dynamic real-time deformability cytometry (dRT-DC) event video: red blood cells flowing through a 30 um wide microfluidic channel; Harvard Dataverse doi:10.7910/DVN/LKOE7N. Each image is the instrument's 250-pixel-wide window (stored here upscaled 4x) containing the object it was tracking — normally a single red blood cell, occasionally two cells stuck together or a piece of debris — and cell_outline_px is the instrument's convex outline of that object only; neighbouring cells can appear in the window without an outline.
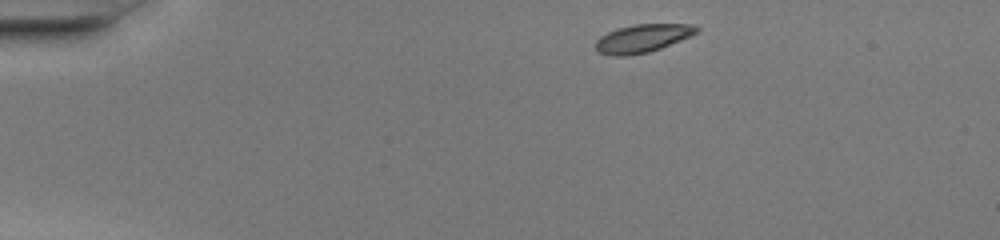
{"species": "common noctule bat (a hibernating species)", "species_latin": "Nyctalus noctula", "temperature_condition": "warm", "stored_images_in_passage": 41, "camera_frame_rate_fps": 3000, "um_per_image_px": 0.085, "animal": {"sex": "female", "body_mass_g": 20.0, "forearm_length_mm": 54.0}, "frame": {"image": 1, "passage_image": 1, "time_ms": 0.0, "image_size_px": [1000, 240], "cell_outline_px": [[700, 32], [660, 48], [648, 52], [628, 56], [612, 56], [596, 52], [596, 40], [600, 36], [608, 32], [632, 24], [692, 24], [700, 28]], "centroid_in_image_um": [54.61, 3.26], "position_along_channel_um": 30.4, "area_um2": 16.59}}
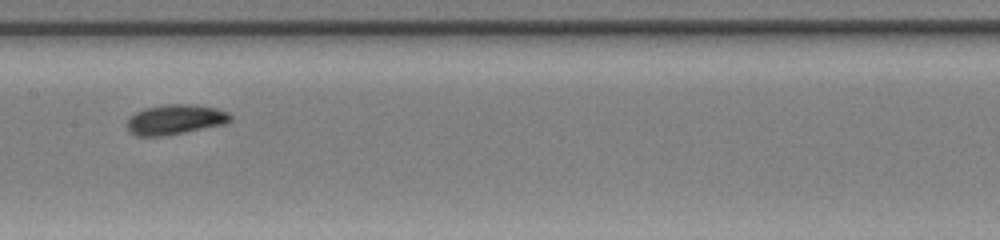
{"frame": {"image": 2, "passage_image": 18, "time_ms": 5.667, "image_size_px": [1000, 240], "cell_outline_px": [[232, 120], [228, 124], [164, 136], [136, 136], [128, 132], [124, 124], [128, 116], [144, 108], [164, 104], [192, 104], [216, 108], [228, 112], [232, 116]], "centroid_in_image_um": [14.86, 10.16], "position_along_channel_um": 192.5, "area_um2": 18.61}}
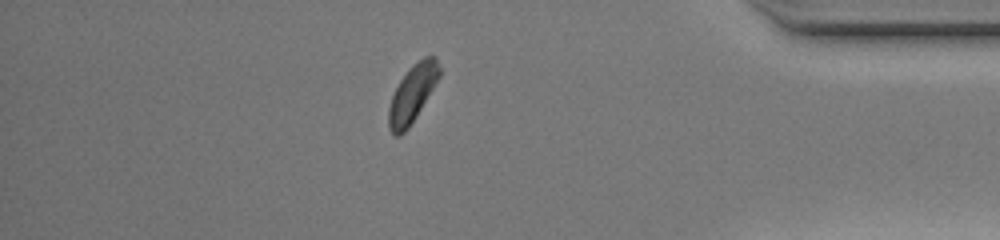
{"frame": {"image": 3, "passage_image": 35, "time_ms": 11.333, "image_size_px": [1000, 240], "cell_outline_px": [[440, 76], [416, 116], [408, 128], [400, 136], [396, 136], [388, 128], [388, 108], [392, 96], [400, 80], [408, 68], [412, 64], [424, 56], [436, 56], [440, 68]], "centroid_in_image_um": [35.04, 7.94], "position_along_channel_um": 400.2, "area_um2": 16.82}, "authors_computed_cell_mechanics": {"area_um2": 17.1088, "velocity_mm_per_s": 4.1958, "shape_relaxation_time_tau1_ms": 1.9019, "shape_relaxation_time_tau2_ms": 4.3879, "deformation_change_tau1": 0.0944, "deformation_change_tau2": 0.0929}}